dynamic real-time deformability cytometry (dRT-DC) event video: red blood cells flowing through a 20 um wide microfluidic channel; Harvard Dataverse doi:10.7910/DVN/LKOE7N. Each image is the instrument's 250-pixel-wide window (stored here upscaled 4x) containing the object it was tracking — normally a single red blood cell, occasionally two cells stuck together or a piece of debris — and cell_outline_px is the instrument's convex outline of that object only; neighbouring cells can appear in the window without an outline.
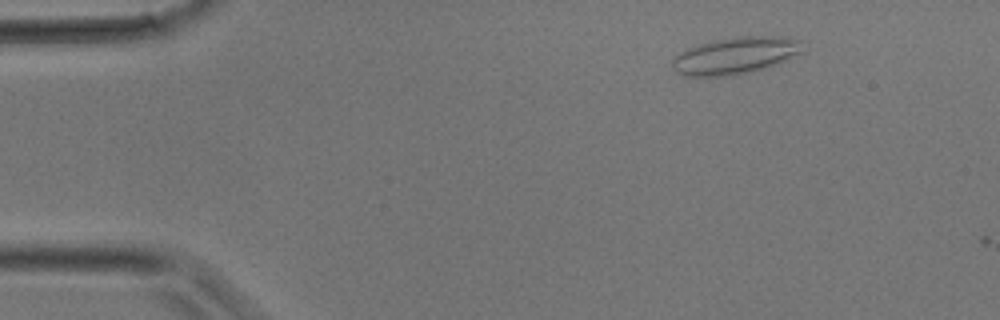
{"species": "common noctule bat (a hibernating species)", "species_latin": "Nyctalus noctula", "temperature_condition": "room temperature", "stored_images_in_passage": 5, "camera_frame_rate_fps": 3000, "um_per_image_px": 0.085, "animal": {"sex": "male", "body_mass_g": 17.9}, "frame": {"image": 1, "passage_image": 4, "time_ms": 1.0, "image_size_px": [1000, 320], "cell_outline_px": [[804, 52], [768, 68], [748, 72], [724, 76], [684, 76], [676, 72], [672, 68], [672, 60], [680, 52], [688, 48], [700, 44], [716, 40], [740, 36], [780, 36], [800, 40]], "centroid_in_image_um": [62.53, 4.73], "position_along_channel_um": 22.5, "area_um2": 28.03}}